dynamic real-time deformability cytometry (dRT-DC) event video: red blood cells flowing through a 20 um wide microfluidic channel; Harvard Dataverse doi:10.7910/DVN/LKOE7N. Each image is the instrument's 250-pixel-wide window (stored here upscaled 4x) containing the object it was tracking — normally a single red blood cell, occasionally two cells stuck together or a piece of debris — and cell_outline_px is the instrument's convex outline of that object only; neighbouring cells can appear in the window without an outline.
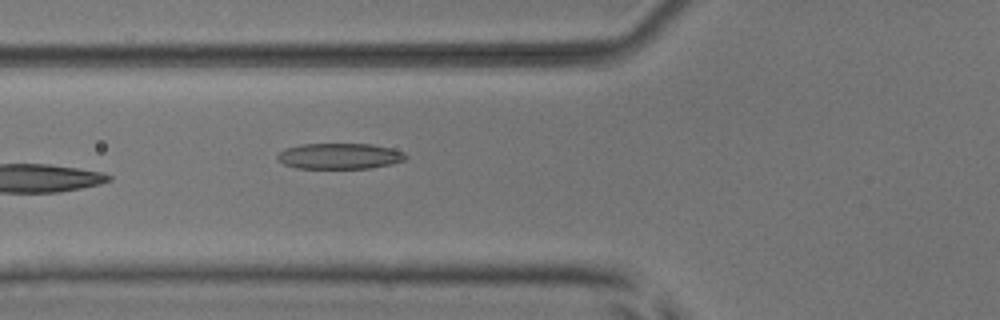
{"species": "common noctule bat (a hibernating species)", "species_latin": "Nyctalus noctula", "temperature_condition": "room temperature", "stored_images_in_passage": 7, "camera_frame_rate_fps": 3000, "um_per_image_px": 0.085, "animal": {"sex": "male", "body_mass_g": 17.9, "forearm_length_mm": 54.2}, "frame": {"image": 1, "passage_image": 7, "time_ms": 2.0, "image_size_px": [1000, 320], "cell_outline_px": [[408, 160], [392, 164], [372, 168], [296, 168], [284, 164], [276, 160], [276, 156], [284, 148], [300, 144], [372, 144], [392, 148], [404, 152], [408, 156]], "centroid_in_image_um": [28.89, 13.27], "position_along_channel_um": 96.9, "area_um2": 19.59}}